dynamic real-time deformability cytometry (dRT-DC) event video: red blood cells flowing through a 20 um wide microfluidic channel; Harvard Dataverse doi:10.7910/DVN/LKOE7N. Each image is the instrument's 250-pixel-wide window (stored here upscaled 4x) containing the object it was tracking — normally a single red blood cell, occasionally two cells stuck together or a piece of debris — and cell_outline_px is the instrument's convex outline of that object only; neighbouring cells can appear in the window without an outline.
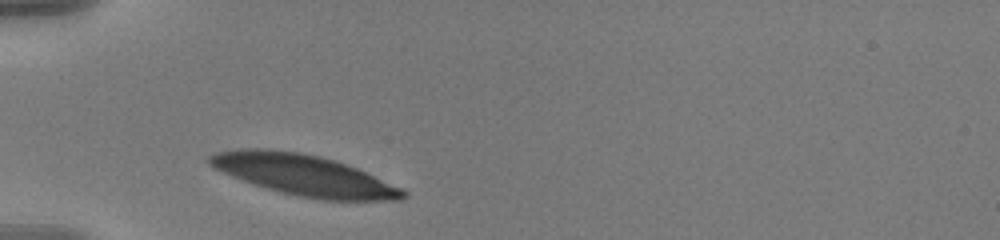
{"species": "human", "species_latin": "Homo sapiens", "temperature_condition": "warm", "stored_images_in_passage": 29, "camera_frame_rate_fps": 3000, "um_per_image_px": 0.085, "donor": {"sex": "male"}, "frame": {"image": 1, "passage_image": 1, "time_ms": 0.0, "image_size_px": [1000, 240], "cell_outline_px": [[408, 196], [400, 200], [320, 200], [300, 196], [268, 188], [244, 180], [212, 168], [208, 164], [208, 156], [216, 152], [240, 148], [268, 148], [300, 152], [320, 156], [356, 168], [400, 188], [408, 192]], "centroid_in_image_um": [25.8, 14.87], "position_along_channel_um": 59.2, "area_um2": 45.49}}
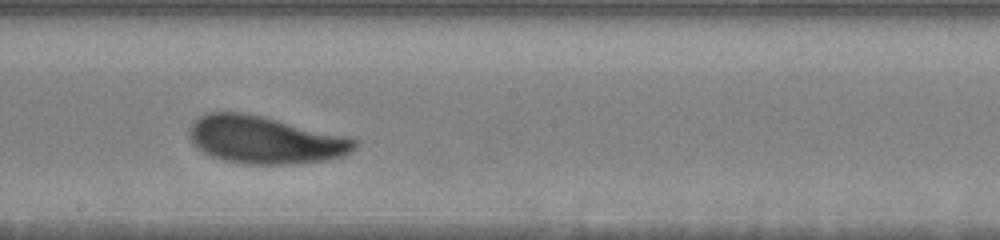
{"frame": {"image": 2, "passage_image": 16, "time_ms": 5.0, "image_size_px": [1000, 240], "cell_outline_px": [[360, 144], [356, 148], [340, 156], [324, 160], [292, 164], [240, 164], [224, 160], [212, 156], [204, 152], [192, 144], [188, 136], [188, 128], [200, 116], [208, 112], [240, 112], [260, 116], [348, 136], [360, 140]], "centroid_in_image_um": [22.51, 11.89], "position_along_channel_um": 225.7, "area_um2": 45.72}}
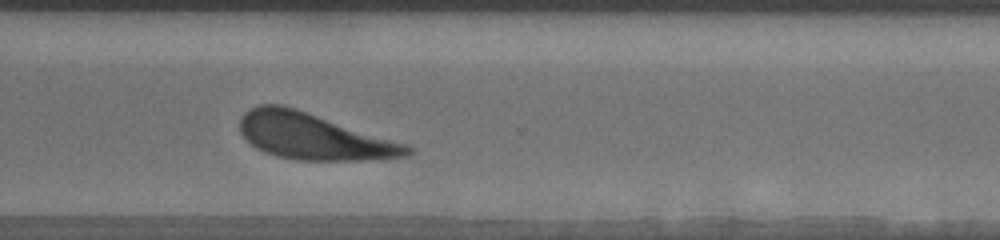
{"frame": {"image": 3, "passage_image": 26, "time_ms": 8.333, "image_size_px": [1000, 240], "cell_outline_px": [[412, 152], [408, 156], [360, 160], [296, 160], [276, 156], [264, 152], [256, 148], [240, 132], [240, 120], [244, 112], [260, 104], [284, 104], [408, 144], [412, 148]], "centroid_in_image_um": [26.65, 11.58], "position_along_channel_um": 344.0, "area_um2": 45.08}, "authors_computed_cell_mechanics": {"area_um2": 45.662, "velocity_mm_per_s": 3.5569, "shape_relaxation_time_tau1_ms": 2.86, "shape_relaxation_time_tau2_ms": 5.9866, "deformation_change_tau1": 0.1414, "deformation_change_tau2": 0.1298}}